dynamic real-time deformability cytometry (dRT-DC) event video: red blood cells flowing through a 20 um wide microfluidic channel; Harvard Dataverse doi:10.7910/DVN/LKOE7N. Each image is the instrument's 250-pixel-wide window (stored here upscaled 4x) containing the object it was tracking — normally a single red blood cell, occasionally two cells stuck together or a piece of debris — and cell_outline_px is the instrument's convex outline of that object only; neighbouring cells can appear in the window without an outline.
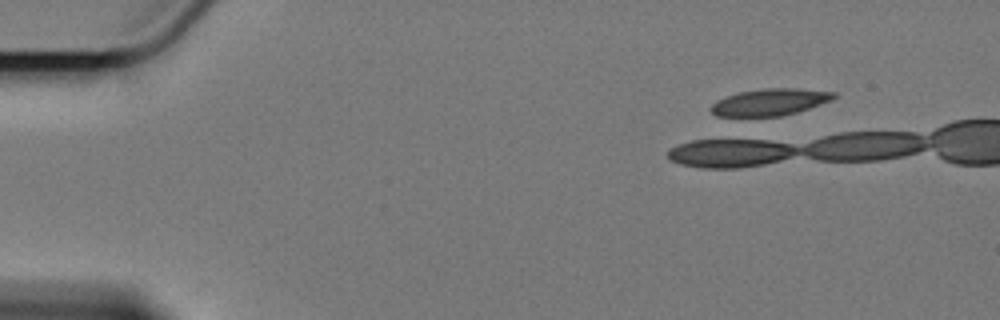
{"species": "Egyptian fruit bat (a non-hibernating species)", "species_latin": "Rousettus aegyptiacus", "temperature_condition": "cold", "stored_images_in_passage": 1, "camera_frame_rate_fps": 3000, "um_per_image_px": 0.085, "animal": {"sex": "female"}, "frame": {"image": 1, "passage_image": 1, "time_ms": 0.0, "image_size_px": [1000, 320], "cell_outline_px": [[836, 96], [832, 100], [796, 112], [780, 116], [716, 116], [712, 112], [712, 104], [716, 100], [724, 96], [740, 92], [764, 88], [796, 88], [836, 92]], "centroid_in_image_um": [65.44, 8.67], "position_along_channel_um": 19.6, "area_um2": 19.07}}